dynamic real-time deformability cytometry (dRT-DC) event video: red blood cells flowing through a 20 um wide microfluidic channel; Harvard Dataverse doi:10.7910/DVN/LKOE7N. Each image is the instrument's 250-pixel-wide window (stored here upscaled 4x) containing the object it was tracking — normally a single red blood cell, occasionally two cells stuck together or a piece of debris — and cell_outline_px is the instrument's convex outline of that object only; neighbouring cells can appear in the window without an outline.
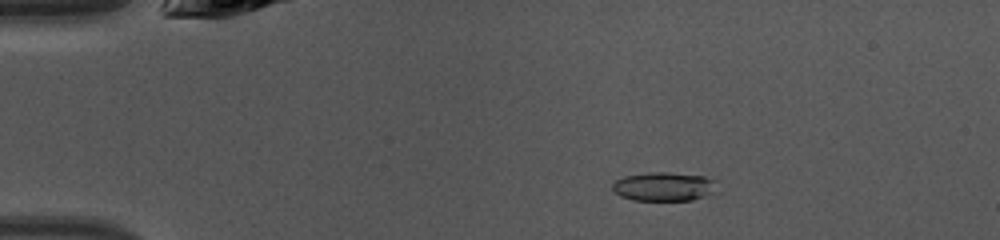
{"species": "common noctule bat (a hibernating species)", "species_latin": "Nyctalus noctula", "temperature_condition": "warm", "stored_images_in_passage": 41, "camera_frame_rate_fps": 3000, "um_per_image_px": 0.085, "animal": {"sex": "female", "body_mass_g": 10.0, "forearm_length_mm": 53.1}, "frame": {"image": 1, "passage_image": 4, "time_ms": 1.0, "image_size_px": [1000, 240], "cell_outline_px": [[712, 192], [704, 196], [692, 200], [632, 200], [620, 196], [612, 192], [612, 184], [616, 180], [624, 176], [648, 172], [668, 172], [704, 176], [712, 180]], "centroid_in_image_um": [56.31, 15.85], "position_along_channel_um": 28.7, "area_um2": 17.34}}
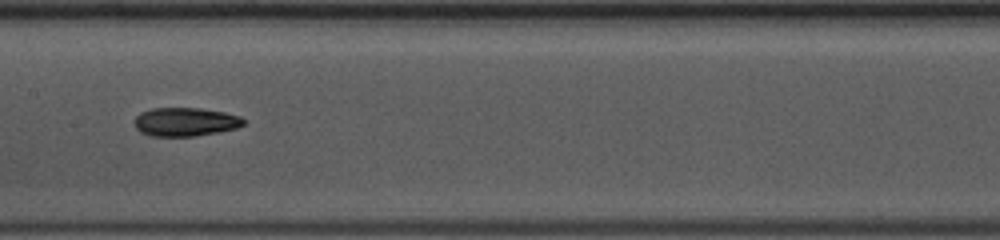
{"frame": {"image": 2, "passage_image": 19, "time_ms": 6.0, "image_size_px": [1000, 240], "cell_outline_px": [[244, 124], [236, 128], [216, 132], [192, 136], [148, 136], [140, 132], [136, 128], [136, 116], [140, 112], [152, 108], [200, 108], [224, 112], [240, 116], [244, 120]], "centroid_in_image_um": [15.73, 10.35], "position_along_channel_um": 191.7, "area_um2": 18.09}}
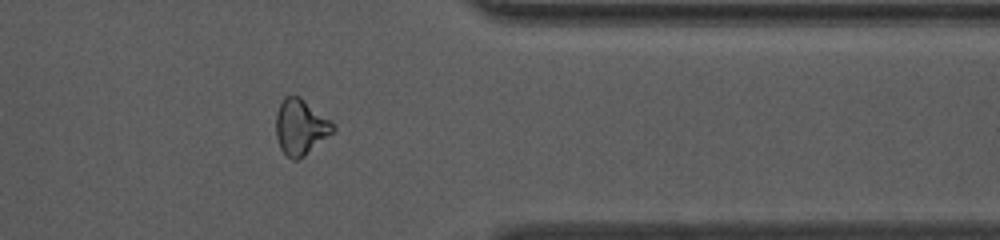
{"frame": {"image": 3, "passage_image": 33, "time_ms": 10.667, "image_size_px": [1000, 240], "cell_outline_px": [[336, 132], [304, 156], [296, 160], [292, 160], [280, 148], [276, 136], [276, 112], [284, 96], [300, 96], [332, 120], [336, 128]], "centroid_in_image_um": [25.59, 10.79], "position_along_channel_um": 385.8, "area_um2": 18.84}, "authors_computed_cell_mechanics": {"area_um2": 18.0336, "velocity_mm_per_s": 4.348, "shape_relaxation_time_tau1_ms": 5.1609, "shape_relaxation_time_tau2_ms": 3.9163, "deformation_change_tau1": 0.1521, "deformation_change_tau2": 0.1258}}